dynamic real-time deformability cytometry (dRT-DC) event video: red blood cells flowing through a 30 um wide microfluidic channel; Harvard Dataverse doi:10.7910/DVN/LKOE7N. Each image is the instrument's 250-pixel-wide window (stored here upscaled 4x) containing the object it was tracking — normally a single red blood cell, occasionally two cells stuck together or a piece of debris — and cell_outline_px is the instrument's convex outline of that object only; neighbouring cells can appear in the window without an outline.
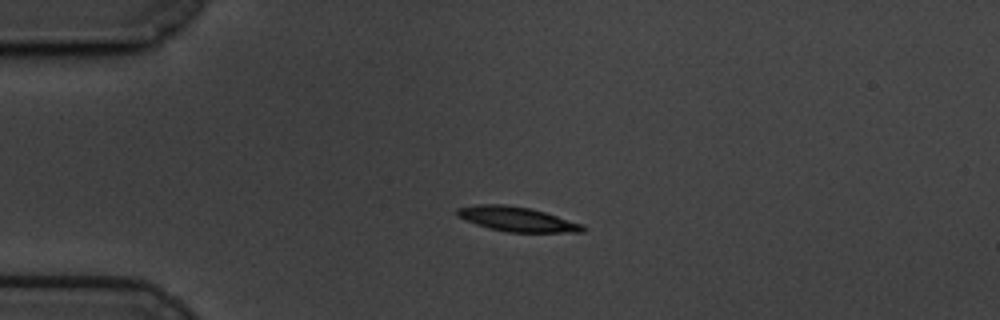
{"species": "common noctule bat (a hibernating species)", "species_latin": "Nyctalus noctula", "temperature_condition": "cold", "stored_images_in_passage": 46, "camera_frame_rate_fps": 3000, "um_per_image_px": 0.085, "animal": {"sex": "male", "body_mass_g": 19.5, "forearm_length_mm": 54.6}, "frame": {"image": 1, "passage_image": 1, "time_ms": 0.0, "image_size_px": [1000, 320], "cell_outline_px": [[584, 232], [508, 232], [488, 228], [476, 224], [456, 216], [456, 208], [476, 204], [504, 204], [528, 208], [544, 212], [584, 224]], "centroid_in_image_um": [43.91, 18.62], "position_along_channel_um": 41.1, "area_um2": 17.98}}
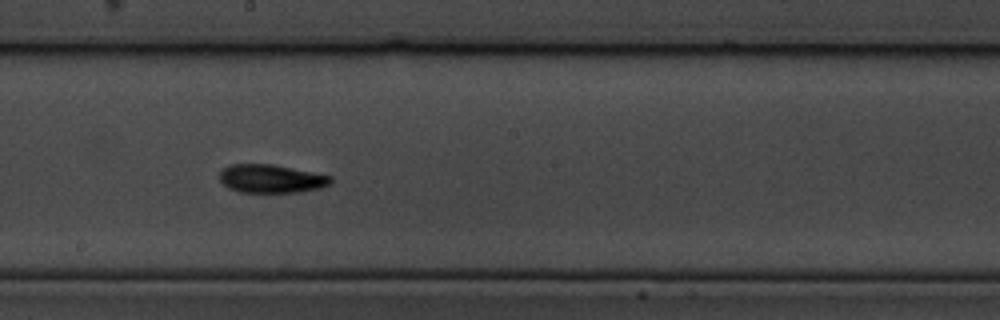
{"frame": {"image": 2, "passage_image": 20, "time_ms": 6.333, "image_size_px": [1000, 320], "cell_outline_px": [[332, 184], [320, 188], [300, 192], [240, 192], [228, 188], [220, 180], [220, 172], [228, 164], [272, 164], [332, 176]], "centroid_in_image_um": [23.06, 15.19], "position_along_channel_um": 225.1, "area_um2": 18.38}}
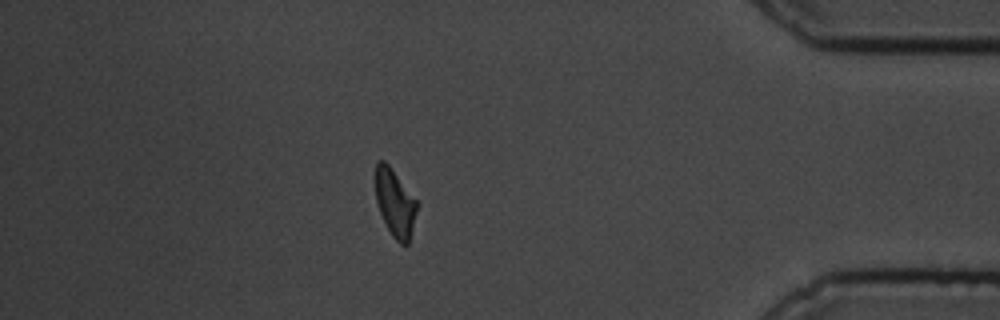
{"frame": {"image": 3, "passage_image": 39, "time_ms": 12.667, "image_size_px": [1000, 320], "cell_outline_px": [[416, 212], [408, 244], [400, 244], [392, 236], [380, 212], [376, 200], [376, 160], [384, 160], [388, 164], [416, 200]], "centroid_in_image_um": [33.55, 17.24], "position_along_channel_um": 401.6, "area_um2": 15.78}, "authors_computed_cell_mechanics": {"area_um2": 17.7446, "velocity_mm_per_s": 3.3739, "shape_relaxation_time_tau1_ms": 4.3315, "shape_relaxation_time_tau2_ms": 9.5791, "deformation_change_tau1": 0.1728, "deformation_change_tau2": 0.1548}}